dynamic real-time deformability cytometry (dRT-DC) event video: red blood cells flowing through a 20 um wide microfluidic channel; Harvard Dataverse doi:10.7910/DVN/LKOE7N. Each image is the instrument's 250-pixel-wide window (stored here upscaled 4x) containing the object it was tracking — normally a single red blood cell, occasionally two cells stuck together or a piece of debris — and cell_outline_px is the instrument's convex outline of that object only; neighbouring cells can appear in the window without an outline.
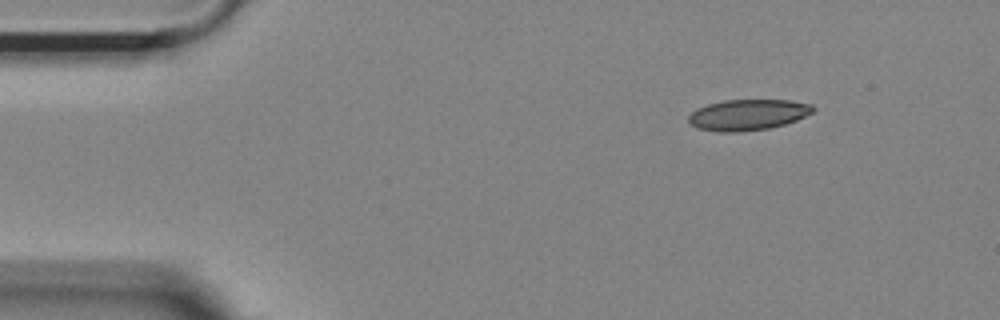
{"species": "Egyptian fruit bat (a non-hibernating species)", "species_latin": "Rousettus aegyptiacus", "temperature_condition": "room temperature", "stored_images_in_passage": 6, "camera_frame_rate_fps": 3000, "um_per_image_px": 0.085, "animal": {"sex": "female"}, "frame": {"image": 1, "passage_image": 1, "time_ms": 0.0, "image_size_px": [1000, 320], "cell_outline_px": [[816, 108], [812, 112], [796, 120], [784, 124], [768, 128], [736, 132], [720, 132], [696, 128], [688, 124], [688, 116], [696, 108], [708, 104], [724, 100], [788, 100], [812, 104]], "centroid_in_image_um": [63.53, 9.75], "position_along_channel_um": 21.5, "area_um2": 22.43}}